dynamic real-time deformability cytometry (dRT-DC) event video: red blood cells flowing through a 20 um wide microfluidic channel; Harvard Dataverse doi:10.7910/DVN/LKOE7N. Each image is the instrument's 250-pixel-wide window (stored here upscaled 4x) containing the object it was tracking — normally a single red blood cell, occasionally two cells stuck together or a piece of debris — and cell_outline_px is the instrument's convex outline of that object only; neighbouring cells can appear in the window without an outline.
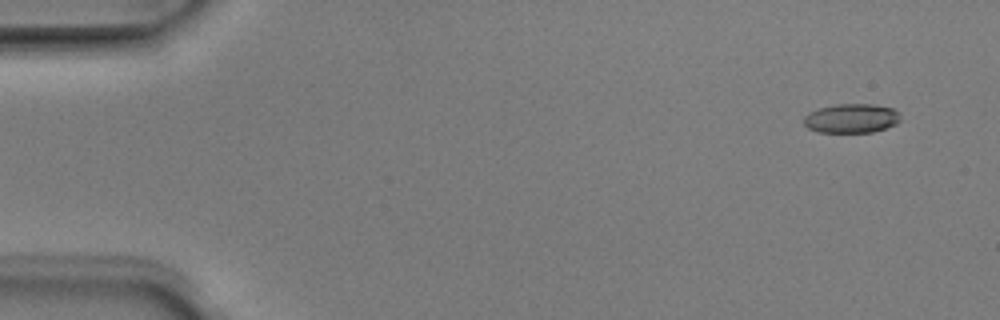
{"species": "Egyptian fruit bat (a non-hibernating species)", "species_latin": "Rousettus aegyptiacus", "temperature_condition": "room temperature", "stored_images_in_passage": 6, "camera_frame_rate_fps": 3000, "um_per_image_px": 0.085, "animal": {"sex": "male"}, "frame": {"image": 1, "passage_image": 1, "time_ms": 0.0, "image_size_px": [1000, 320], "cell_outline_px": [[900, 120], [896, 124], [872, 132], [816, 132], [808, 128], [804, 124], [804, 116], [808, 112], [820, 108], [836, 104], [872, 104], [892, 108], [900, 112]], "centroid_in_image_um": [72.36, 10.05], "position_along_channel_um": 12.6, "area_um2": 16.47}}
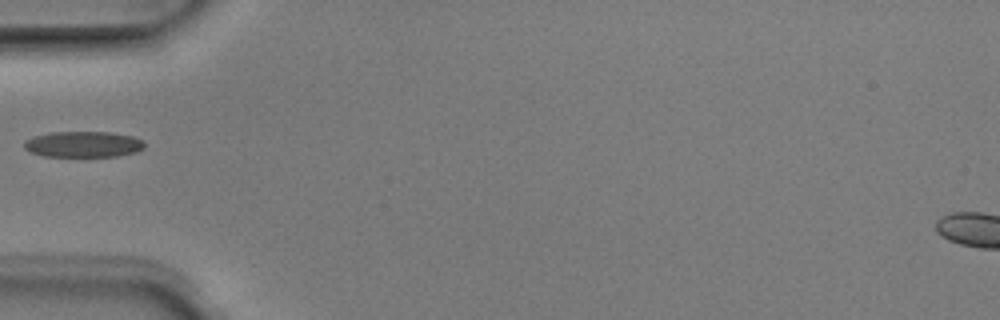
{"frame": {"image": 2, "passage_image": 5, "time_ms": 1.333, "image_size_px": [1000, 320], "cell_outline_px": [[144, 148], [136, 152], [116, 156], [44, 156], [32, 152], [24, 148], [24, 140], [32, 136], [52, 132], [112, 132], [132, 136], [144, 140]], "centroid_in_image_um": [7.08, 12.25], "position_along_channel_um": 77.9, "area_um2": 18.21}}
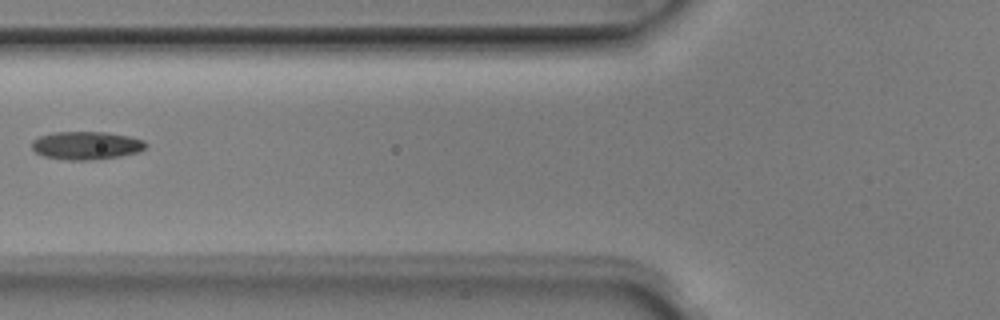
{"frame": {"image": 3, "passage_image": 6, "time_ms": 1.667, "image_size_px": [1000, 320], "cell_outline_px": [[148, 144], [144, 148], [136, 152], [120, 156], [92, 160], [64, 160], [44, 156], [36, 152], [32, 148], [32, 140], [40, 136], [52, 132], [104, 132], [128, 136], [144, 140]], "centroid_in_image_um": [7.31, 12.36], "position_along_channel_um": 118.5, "area_um2": 18.61}}